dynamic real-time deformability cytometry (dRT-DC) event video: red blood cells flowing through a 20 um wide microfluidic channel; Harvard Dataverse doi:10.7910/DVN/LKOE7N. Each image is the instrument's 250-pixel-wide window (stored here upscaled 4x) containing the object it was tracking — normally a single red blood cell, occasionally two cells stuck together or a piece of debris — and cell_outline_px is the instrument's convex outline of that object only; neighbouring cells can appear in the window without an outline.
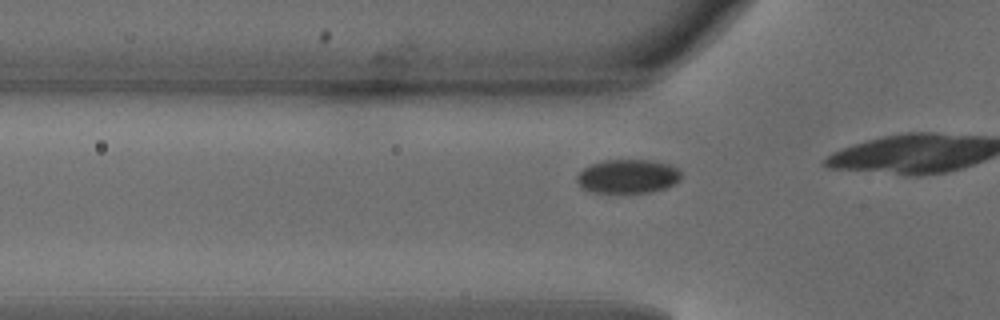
{"species": "common noctule bat (a hibernating species)", "species_latin": "Nyctalus noctula", "temperature_condition": "warm", "stored_images_in_passage": 18, "camera_frame_rate_fps": 3000, "um_per_image_px": 0.085, "animal": {"sex": "male", "body_mass_g": 18.8}, "frame": {"image": 1, "passage_image": 13, "time_ms": 4.0, "image_size_px": [1000, 320], "cell_outline_px": [[680, 180], [664, 188], [648, 192], [592, 192], [584, 188], [576, 180], [576, 176], [584, 168], [592, 164], [604, 160], [652, 160], [668, 164], [680, 168]], "centroid_in_image_um": [53.38, 14.97], "position_along_channel_um": 72.4, "area_um2": 20.35}}
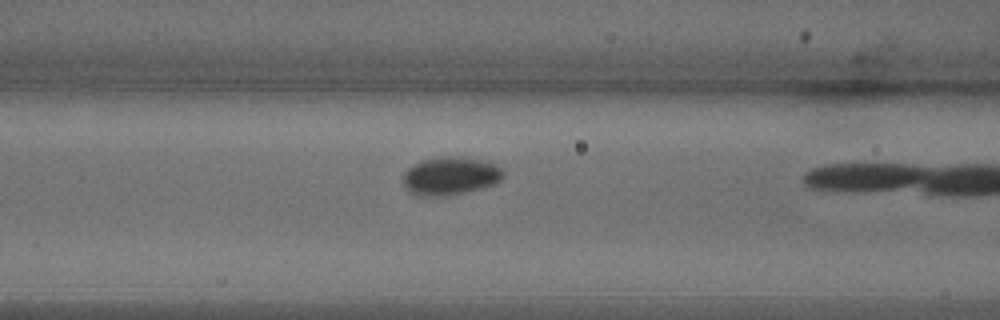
{"frame": {"image": 2, "passage_image": 17, "time_ms": 5.333, "image_size_px": [1000, 320], "cell_outline_px": [[504, 176], [496, 184], [448, 196], [416, 196], [404, 188], [404, 172], [412, 164], [424, 160], [444, 156], [452, 156], [488, 160], [504, 168]], "centroid_in_image_um": [38.31, 14.95], "position_along_channel_um": 128.3, "area_um2": 22.6}}